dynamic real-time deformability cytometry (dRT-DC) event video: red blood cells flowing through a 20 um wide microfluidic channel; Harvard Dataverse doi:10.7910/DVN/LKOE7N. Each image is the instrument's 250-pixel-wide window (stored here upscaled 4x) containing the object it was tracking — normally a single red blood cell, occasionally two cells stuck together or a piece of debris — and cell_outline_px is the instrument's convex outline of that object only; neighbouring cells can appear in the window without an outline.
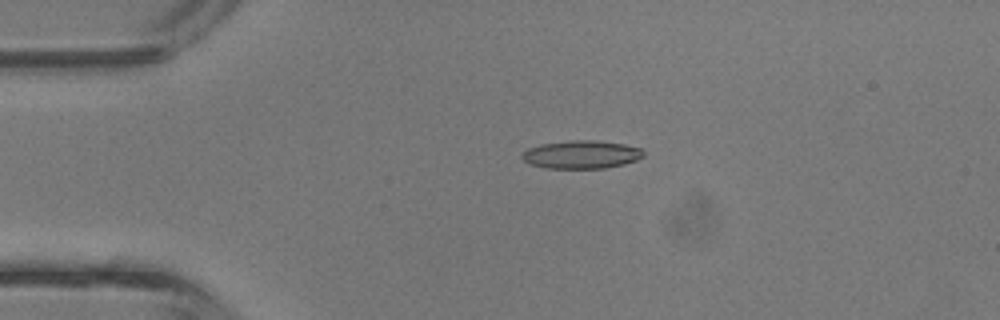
{"species": "common noctule bat (a hibernating species)", "species_latin": "Nyctalus noctula", "temperature_condition": "room temperature", "stored_images_in_passage": 4, "camera_frame_rate_fps": 3000, "um_per_image_px": 0.085, "animal": {"sex": "male", "body_mass_g": 13.3}, "frame": {"image": 1, "passage_image": 3, "time_ms": 0.667, "image_size_px": [1000, 320], "cell_outline_px": [[644, 156], [636, 160], [624, 164], [604, 168], [544, 168], [532, 164], [524, 160], [520, 156], [528, 148], [540, 144], [572, 140], [596, 140], [624, 144], [640, 148], [644, 152]], "centroid_in_image_um": [49.42, 13.13], "position_along_channel_um": 35.6, "area_um2": 19.83}}